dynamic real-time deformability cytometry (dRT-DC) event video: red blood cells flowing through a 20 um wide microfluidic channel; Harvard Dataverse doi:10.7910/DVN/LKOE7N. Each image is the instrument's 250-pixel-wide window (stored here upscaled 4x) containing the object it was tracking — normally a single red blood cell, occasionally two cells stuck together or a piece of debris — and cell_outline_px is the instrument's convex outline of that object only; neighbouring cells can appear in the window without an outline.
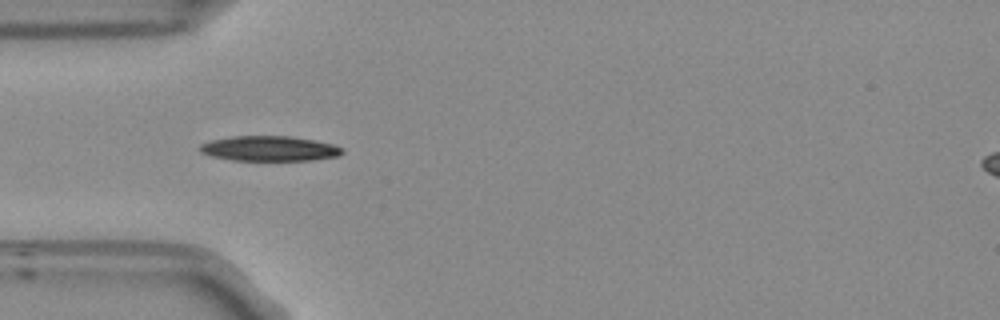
{"species": "Egyptian fruit bat (a non-hibernating species)", "species_latin": "Rousettus aegyptiacus", "temperature_condition": "room temperature", "stored_images_in_passage": 12, "camera_frame_rate_fps": 3000, "um_per_image_px": 0.085, "frame": {"image": 1, "passage_image": 1, "time_ms": 0.0, "image_size_px": [1000, 320], "cell_outline_px": [[344, 152], [340, 156], [312, 160], [232, 160], [212, 156], [200, 152], [200, 144], [212, 140], [232, 136], [288, 136], [316, 140], [332, 144], [344, 148]], "centroid_in_image_um": [22.94, 12.62], "position_along_channel_um": 62.1, "area_um2": 20.81}}